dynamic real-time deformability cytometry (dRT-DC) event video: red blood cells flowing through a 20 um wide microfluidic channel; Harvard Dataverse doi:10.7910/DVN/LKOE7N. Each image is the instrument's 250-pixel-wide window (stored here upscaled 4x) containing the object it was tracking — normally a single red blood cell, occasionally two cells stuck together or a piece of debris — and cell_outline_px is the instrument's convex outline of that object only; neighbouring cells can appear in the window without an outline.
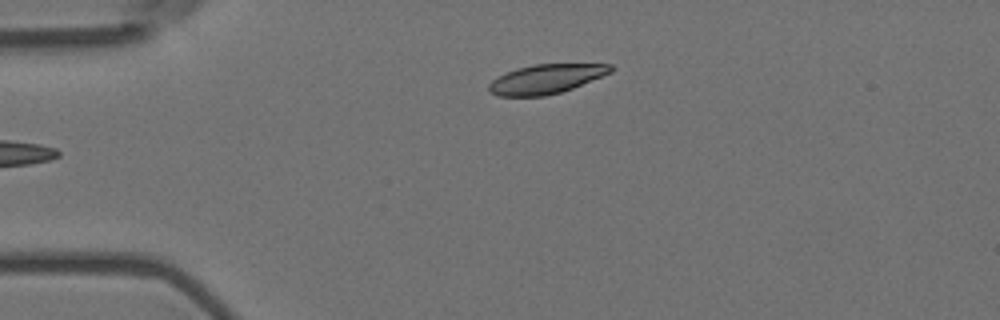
{"species": "Egyptian fruit bat (a non-hibernating species)", "species_latin": "Rousettus aegyptiacus", "temperature_condition": "room temperature", "stored_images_in_passage": 6, "camera_frame_rate_fps": 3000, "um_per_image_px": 0.085, "animal": {"sex": "female"}, "frame": {"image": 1, "passage_image": 6, "time_ms": 1.667, "image_size_px": [1000, 320], "cell_outline_px": [[612, 72], [572, 88], [560, 92], [544, 96], [496, 96], [488, 88], [488, 84], [492, 80], [516, 68], [532, 64], [612, 64]], "centroid_in_image_um": [46.4, 6.71], "position_along_channel_um": 38.6, "area_um2": 20.58}}